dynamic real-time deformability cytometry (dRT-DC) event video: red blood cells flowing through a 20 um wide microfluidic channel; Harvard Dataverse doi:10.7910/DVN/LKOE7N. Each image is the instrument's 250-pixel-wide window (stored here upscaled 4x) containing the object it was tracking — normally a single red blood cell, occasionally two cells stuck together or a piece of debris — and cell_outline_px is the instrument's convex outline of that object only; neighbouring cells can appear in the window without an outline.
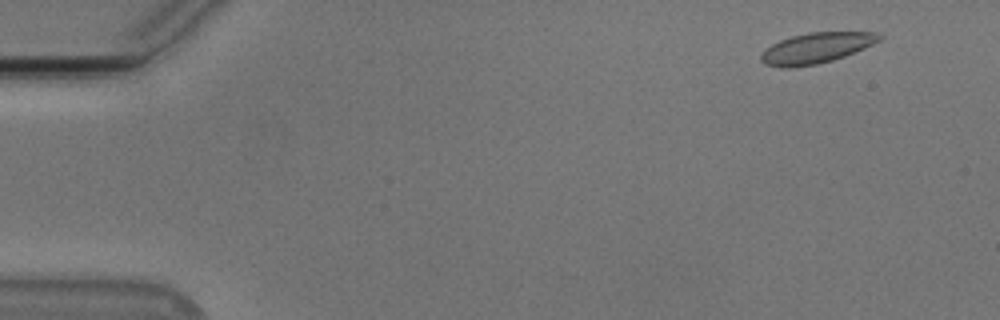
{"species": "Egyptian fruit bat (a non-hibernating species)", "species_latin": "Rousettus aegyptiacus", "temperature_condition": "cold", "stored_images_in_passage": 54, "camera_frame_rate_fps": 3000, "um_per_image_px": 0.085, "animal": {"sex": "male"}, "frame": {"image": 1, "passage_image": 4, "time_ms": 1.0, "image_size_px": [1000, 320], "cell_outline_px": [[884, 36], [880, 40], [864, 48], [844, 56], [832, 60], [816, 64], [792, 68], [780, 68], [764, 64], [760, 60], [760, 56], [772, 44], [780, 40], [792, 36], [808, 32], [880, 32]], "centroid_in_image_um": [69.38, 4.08], "position_along_channel_um": 15.6, "area_um2": 21.04}}
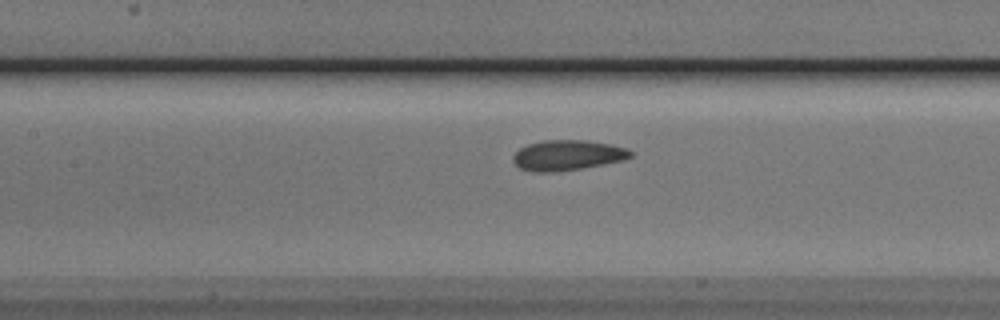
{"frame": {"image": 2, "passage_image": 25, "time_ms": 8.0, "image_size_px": [1000, 320], "cell_outline_px": [[632, 156], [624, 160], [580, 168], [548, 172], [536, 172], [520, 168], [512, 160], [512, 156], [520, 148], [528, 144], [544, 140], [584, 140], [612, 144], [628, 148], [632, 152]], "centroid_in_image_um": [48.24, 13.18], "position_along_channel_um": 159.2, "area_um2": 20.58}}
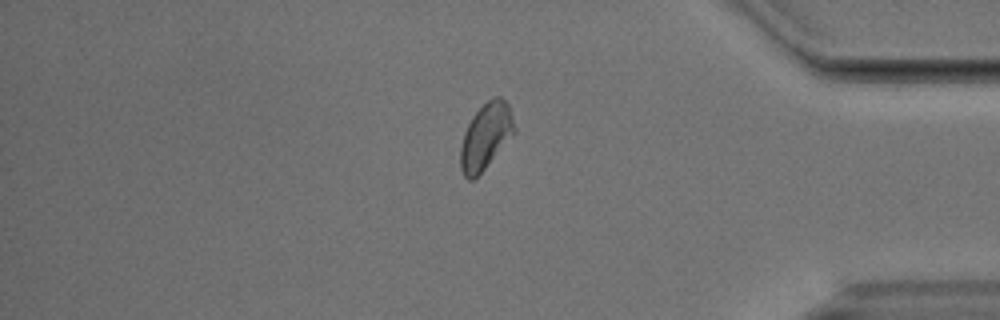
{"frame": {"image": 3, "passage_image": 46, "time_ms": 15.0, "image_size_px": [1000, 320], "cell_outline_px": [[516, 132], [484, 168], [472, 180], [468, 180], [464, 176], [460, 168], [460, 148], [464, 132], [472, 116], [488, 100], [496, 96], [500, 96], [508, 104], [516, 128]], "centroid_in_image_um": [41.28, 11.57], "position_along_channel_um": 393.9, "area_um2": 20.46}, "authors_computed_cell_mechanics": {"area_um2": 20.6057, "velocity_mm_per_s": 3.7265, "shape_relaxation_time_tau1_ms": 7.2895, "shape_relaxation_time_tau2_ms": 1.2671, "deformation_change_tau1": 0.1449, "deformation_change_tau2": 0.0466}}